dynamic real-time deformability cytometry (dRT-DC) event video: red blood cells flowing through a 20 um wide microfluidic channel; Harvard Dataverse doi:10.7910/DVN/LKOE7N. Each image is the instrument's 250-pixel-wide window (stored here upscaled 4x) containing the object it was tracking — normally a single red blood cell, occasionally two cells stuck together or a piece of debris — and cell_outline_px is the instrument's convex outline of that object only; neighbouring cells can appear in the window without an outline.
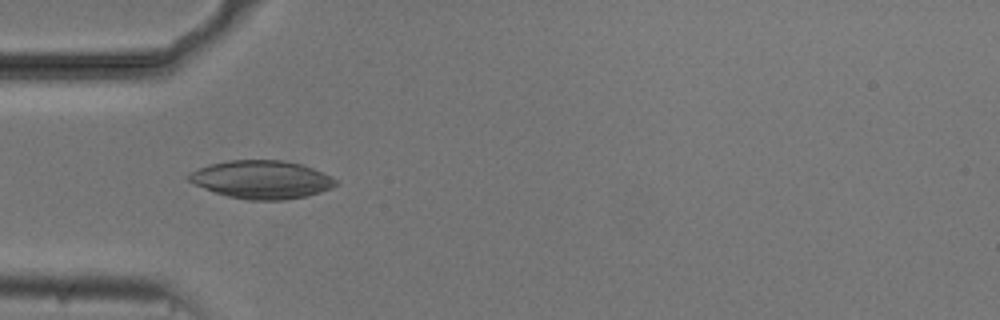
{"species": "common noctule bat (a hibernating species)", "species_latin": "Nyctalus noctula", "temperature_condition": "cold", "stored_images_in_passage": 53, "camera_frame_rate_fps": 3000, "um_per_image_px": 0.085, "animal": {"sex": "male", "body_mass_g": 20.5, "forearm_length_mm": 52.5}, "frame": {"image": 1, "passage_image": 16, "time_ms": 5.0, "image_size_px": [1000, 320], "cell_outline_px": [[340, 184], [332, 188], [320, 192], [304, 196], [284, 200], [248, 200], [228, 196], [204, 188], [188, 180], [188, 176], [192, 172], [208, 164], [228, 160], [284, 160], [304, 164], [332, 176], [340, 180]], "centroid_in_image_um": [22.32, 15.25], "position_along_channel_um": 62.7, "area_um2": 32.77}}
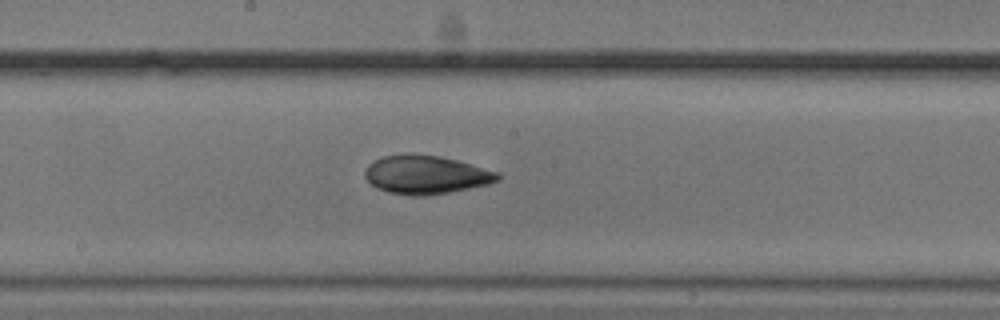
{"frame": {"image": 2, "passage_image": 28, "time_ms": 9.0, "image_size_px": [1000, 320], "cell_outline_px": [[504, 176], [500, 180], [488, 184], [448, 192], [424, 196], [412, 196], [388, 192], [376, 188], [364, 176], [364, 172], [368, 164], [384, 156], [404, 152], [440, 156], [456, 160], [500, 172]], "centroid_in_image_um": [36.21, 14.84], "position_along_channel_um": 212.0, "area_um2": 30.06}}
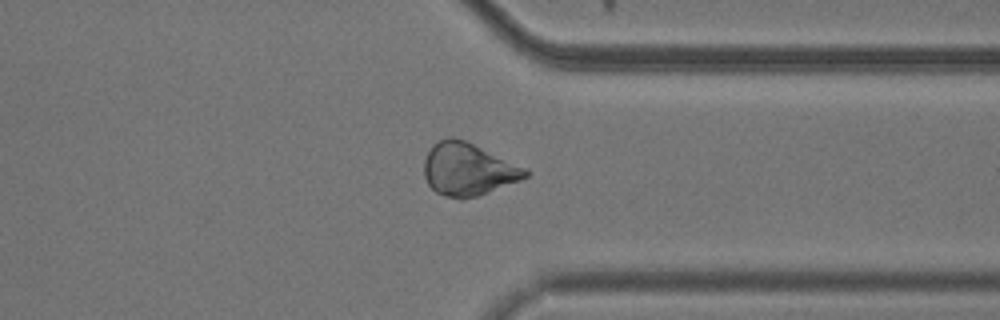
{"frame": {"image": 3, "passage_image": 41, "time_ms": 13.333, "image_size_px": [1000, 320], "cell_outline_px": [[532, 172], [528, 176], [520, 180], [488, 192], [476, 196], [460, 200], [444, 196], [436, 192], [428, 184], [424, 176], [424, 160], [432, 144], [448, 136], [452, 136], [464, 140], [528, 168]], "centroid_in_image_um": [39.79, 14.39], "position_along_channel_um": 371.6, "area_um2": 31.21}}